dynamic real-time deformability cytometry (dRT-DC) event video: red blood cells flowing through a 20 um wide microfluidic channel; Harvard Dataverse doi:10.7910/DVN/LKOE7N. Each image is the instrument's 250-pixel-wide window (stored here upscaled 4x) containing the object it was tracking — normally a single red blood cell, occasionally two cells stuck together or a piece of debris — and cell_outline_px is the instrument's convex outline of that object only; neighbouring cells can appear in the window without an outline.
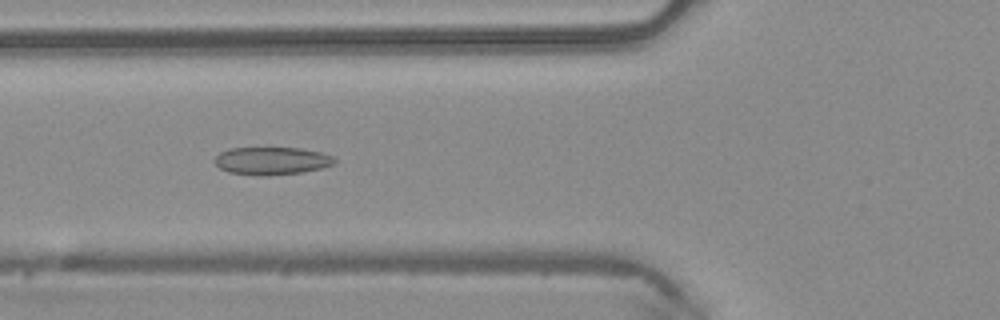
{"species": "common noctule bat (a hibernating species)", "species_latin": "Nyctalus noctula", "temperature_condition": "warm", "stored_images_in_passage": 49, "camera_frame_rate_fps": 3000, "um_per_image_px": 0.085, "animal": {"sex": "male", "body_mass_g": 20.4}, "frame": {"image": 1, "passage_image": 19, "time_ms": 6.0, "image_size_px": [1000, 320], "cell_outline_px": [[336, 164], [320, 168], [300, 172], [268, 176], [260, 176], [228, 172], [220, 168], [212, 160], [220, 152], [228, 148], [300, 148], [320, 152], [332, 156], [336, 160]], "centroid_in_image_um": [23.07, 13.67], "position_along_channel_um": 102.7, "area_um2": 19.42}}
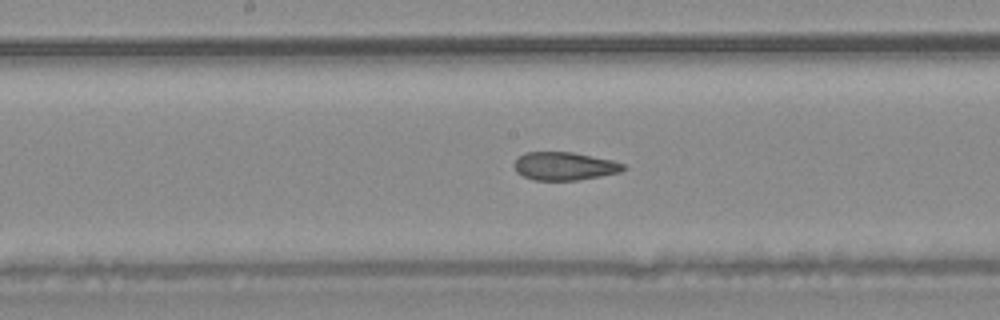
{"frame": {"image": 2, "passage_image": 26, "time_ms": 8.333, "image_size_px": [1000, 320], "cell_outline_px": [[628, 168], [620, 172], [600, 176], [576, 180], [532, 180], [516, 172], [512, 164], [524, 152], [572, 152], [612, 160], [624, 164]], "centroid_in_image_um": [47.96, 14.12], "position_along_channel_um": 200.2, "area_um2": 17.92}}
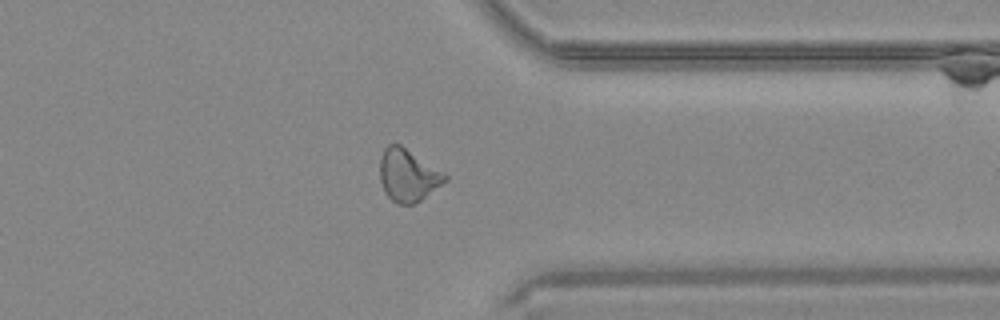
{"frame": {"image": 3, "passage_image": 39, "time_ms": 12.667, "image_size_px": [1000, 320], "cell_outline_px": [[448, 180], [420, 200], [412, 204], [396, 204], [384, 192], [380, 180], [380, 156], [384, 148], [388, 144], [400, 144], [444, 172], [448, 176]], "centroid_in_image_um": [34.66, 14.89], "position_along_channel_um": 376.7, "area_um2": 19.88}, "authors_computed_cell_mechanics": {"area_um2": 19.7098, "velocity_mm_per_s": 4.1749, "shape_relaxation_time_tau1_ms": null, "shape_relaxation_time_tau2_ms": 2.7451, "deformation_change_tau1": null, "deformation_change_tau2": 0.0784}}